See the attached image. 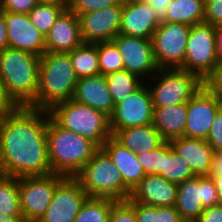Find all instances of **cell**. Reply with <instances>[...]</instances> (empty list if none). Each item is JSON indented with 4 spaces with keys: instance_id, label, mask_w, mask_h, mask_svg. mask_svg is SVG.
Segmentation results:
<instances>
[{
    "instance_id": "1",
    "label": "cell",
    "mask_w": 222,
    "mask_h": 222,
    "mask_svg": "<svg viewBox=\"0 0 222 222\" xmlns=\"http://www.w3.org/2000/svg\"><path fill=\"white\" fill-rule=\"evenodd\" d=\"M48 120V110L29 106L0 114V174L16 178L52 174Z\"/></svg>"
},
{
    "instance_id": "2",
    "label": "cell",
    "mask_w": 222,
    "mask_h": 222,
    "mask_svg": "<svg viewBox=\"0 0 222 222\" xmlns=\"http://www.w3.org/2000/svg\"><path fill=\"white\" fill-rule=\"evenodd\" d=\"M40 57L19 49L0 50V78L16 106H29L39 87Z\"/></svg>"
},
{
    "instance_id": "3",
    "label": "cell",
    "mask_w": 222,
    "mask_h": 222,
    "mask_svg": "<svg viewBox=\"0 0 222 222\" xmlns=\"http://www.w3.org/2000/svg\"><path fill=\"white\" fill-rule=\"evenodd\" d=\"M78 81L69 53L46 52L40 57L39 87L29 107L50 110L72 99Z\"/></svg>"
},
{
    "instance_id": "4",
    "label": "cell",
    "mask_w": 222,
    "mask_h": 222,
    "mask_svg": "<svg viewBox=\"0 0 222 222\" xmlns=\"http://www.w3.org/2000/svg\"><path fill=\"white\" fill-rule=\"evenodd\" d=\"M47 140L52 173L64 177H75L99 149L90 139L59 126L50 114Z\"/></svg>"
},
{
    "instance_id": "5",
    "label": "cell",
    "mask_w": 222,
    "mask_h": 222,
    "mask_svg": "<svg viewBox=\"0 0 222 222\" xmlns=\"http://www.w3.org/2000/svg\"><path fill=\"white\" fill-rule=\"evenodd\" d=\"M49 114L59 126L90 139L99 148L112 136L107 115L73 99L54 105Z\"/></svg>"
},
{
    "instance_id": "6",
    "label": "cell",
    "mask_w": 222,
    "mask_h": 222,
    "mask_svg": "<svg viewBox=\"0 0 222 222\" xmlns=\"http://www.w3.org/2000/svg\"><path fill=\"white\" fill-rule=\"evenodd\" d=\"M75 178L80 182L88 197L127 200L131 194L116 165L102 148L94 153Z\"/></svg>"
},
{
    "instance_id": "7",
    "label": "cell",
    "mask_w": 222,
    "mask_h": 222,
    "mask_svg": "<svg viewBox=\"0 0 222 222\" xmlns=\"http://www.w3.org/2000/svg\"><path fill=\"white\" fill-rule=\"evenodd\" d=\"M152 78L159 80L149 87L154 108L188 102L203 86L196 74L180 68L159 69Z\"/></svg>"
},
{
    "instance_id": "8",
    "label": "cell",
    "mask_w": 222,
    "mask_h": 222,
    "mask_svg": "<svg viewBox=\"0 0 222 222\" xmlns=\"http://www.w3.org/2000/svg\"><path fill=\"white\" fill-rule=\"evenodd\" d=\"M216 27L202 22L192 25L189 31L183 70L196 74L202 81L219 62L216 50Z\"/></svg>"
},
{
    "instance_id": "9",
    "label": "cell",
    "mask_w": 222,
    "mask_h": 222,
    "mask_svg": "<svg viewBox=\"0 0 222 222\" xmlns=\"http://www.w3.org/2000/svg\"><path fill=\"white\" fill-rule=\"evenodd\" d=\"M191 26L162 22L152 35V48L159 69H183Z\"/></svg>"
},
{
    "instance_id": "10",
    "label": "cell",
    "mask_w": 222,
    "mask_h": 222,
    "mask_svg": "<svg viewBox=\"0 0 222 222\" xmlns=\"http://www.w3.org/2000/svg\"><path fill=\"white\" fill-rule=\"evenodd\" d=\"M64 178L55 173L19 178L20 207L24 222H38L42 218L52 201L56 186Z\"/></svg>"
},
{
    "instance_id": "11",
    "label": "cell",
    "mask_w": 222,
    "mask_h": 222,
    "mask_svg": "<svg viewBox=\"0 0 222 222\" xmlns=\"http://www.w3.org/2000/svg\"><path fill=\"white\" fill-rule=\"evenodd\" d=\"M154 105L147 84L114 106L109 117L110 131L152 124Z\"/></svg>"
},
{
    "instance_id": "12",
    "label": "cell",
    "mask_w": 222,
    "mask_h": 222,
    "mask_svg": "<svg viewBox=\"0 0 222 222\" xmlns=\"http://www.w3.org/2000/svg\"><path fill=\"white\" fill-rule=\"evenodd\" d=\"M87 197L75 177H65L56 186L52 201L38 222H73Z\"/></svg>"
},
{
    "instance_id": "13",
    "label": "cell",
    "mask_w": 222,
    "mask_h": 222,
    "mask_svg": "<svg viewBox=\"0 0 222 222\" xmlns=\"http://www.w3.org/2000/svg\"><path fill=\"white\" fill-rule=\"evenodd\" d=\"M112 42L117 46L122 59L124 70L135 74L143 81L146 76H154L159 70L156 63L151 39H142L118 34Z\"/></svg>"
},
{
    "instance_id": "14",
    "label": "cell",
    "mask_w": 222,
    "mask_h": 222,
    "mask_svg": "<svg viewBox=\"0 0 222 222\" xmlns=\"http://www.w3.org/2000/svg\"><path fill=\"white\" fill-rule=\"evenodd\" d=\"M222 107V101L204 86L187 102V122L184 137H208L215 114Z\"/></svg>"
},
{
    "instance_id": "15",
    "label": "cell",
    "mask_w": 222,
    "mask_h": 222,
    "mask_svg": "<svg viewBox=\"0 0 222 222\" xmlns=\"http://www.w3.org/2000/svg\"><path fill=\"white\" fill-rule=\"evenodd\" d=\"M123 0L97 11H91L78 16L81 36L84 43L112 41L120 31Z\"/></svg>"
},
{
    "instance_id": "16",
    "label": "cell",
    "mask_w": 222,
    "mask_h": 222,
    "mask_svg": "<svg viewBox=\"0 0 222 222\" xmlns=\"http://www.w3.org/2000/svg\"><path fill=\"white\" fill-rule=\"evenodd\" d=\"M8 47L42 57L46 53L45 36L31 23L28 14L5 11Z\"/></svg>"
},
{
    "instance_id": "17",
    "label": "cell",
    "mask_w": 222,
    "mask_h": 222,
    "mask_svg": "<svg viewBox=\"0 0 222 222\" xmlns=\"http://www.w3.org/2000/svg\"><path fill=\"white\" fill-rule=\"evenodd\" d=\"M159 24L145 0H123L119 34L151 39Z\"/></svg>"
},
{
    "instance_id": "18",
    "label": "cell",
    "mask_w": 222,
    "mask_h": 222,
    "mask_svg": "<svg viewBox=\"0 0 222 222\" xmlns=\"http://www.w3.org/2000/svg\"><path fill=\"white\" fill-rule=\"evenodd\" d=\"M83 43L79 18L67 7L45 36L46 52L68 53Z\"/></svg>"
},
{
    "instance_id": "19",
    "label": "cell",
    "mask_w": 222,
    "mask_h": 222,
    "mask_svg": "<svg viewBox=\"0 0 222 222\" xmlns=\"http://www.w3.org/2000/svg\"><path fill=\"white\" fill-rule=\"evenodd\" d=\"M178 185L157 174H147L133 189L130 199L148 206H175Z\"/></svg>"
},
{
    "instance_id": "20",
    "label": "cell",
    "mask_w": 222,
    "mask_h": 222,
    "mask_svg": "<svg viewBox=\"0 0 222 222\" xmlns=\"http://www.w3.org/2000/svg\"><path fill=\"white\" fill-rule=\"evenodd\" d=\"M174 151L189 164L194 176H210L213 147L201 138L178 137L169 141Z\"/></svg>"
},
{
    "instance_id": "21",
    "label": "cell",
    "mask_w": 222,
    "mask_h": 222,
    "mask_svg": "<svg viewBox=\"0 0 222 222\" xmlns=\"http://www.w3.org/2000/svg\"><path fill=\"white\" fill-rule=\"evenodd\" d=\"M72 99L101 111L108 117L114 111L115 104L105 76L101 74L78 79Z\"/></svg>"
},
{
    "instance_id": "22",
    "label": "cell",
    "mask_w": 222,
    "mask_h": 222,
    "mask_svg": "<svg viewBox=\"0 0 222 222\" xmlns=\"http://www.w3.org/2000/svg\"><path fill=\"white\" fill-rule=\"evenodd\" d=\"M101 148L114 162L125 186L132 192L147 175L139 163L137 154L125 148L113 136L108 138Z\"/></svg>"
},
{
    "instance_id": "23",
    "label": "cell",
    "mask_w": 222,
    "mask_h": 222,
    "mask_svg": "<svg viewBox=\"0 0 222 222\" xmlns=\"http://www.w3.org/2000/svg\"><path fill=\"white\" fill-rule=\"evenodd\" d=\"M112 136L135 154L155 150L165 142L152 124L119 129Z\"/></svg>"
},
{
    "instance_id": "24",
    "label": "cell",
    "mask_w": 222,
    "mask_h": 222,
    "mask_svg": "<svg viewBox=\"0 0 222 222\" xmlns=\"http://www.w3.org/2000/svg\"><path fill=\"white\" fill-rule=\"evenodd\" d=\"M187 122V102L154 108L152 125L165 141L182 137Z\"/></svg>"
},
{
    "instance_id": "25",
    "label": "cell",
    "mask_w": 222,
    "mask_h": 222,
    "mask_svg": "<svg viewBox=\"0 0 222 222\" xmlns=\"http://www.w3.org/2000/svg\"><path fill=\"white\" fill-rule=\"evenodd\" d=\"M184 222H195L202 214L201 177L194 176L178 184L175 206Z\"/></svg>"
},
{
    "instance_id": "26",
    "label": "cell",
    "mask_w": 222,
    "mask_h": 222,
    "mask_svg": "<svg viewBox=\"0 0 222 222\" xmlns=\"http://www.w3.org/2000/svg\"><path fill=\"white\" fill-rule=\"evenodd\" d=\"M204 21V0H172L166 9L165 22L188 24Z\"/></svg>"
},
{
    "instance_id": "27",
    "label": "cell",
    "mask_w": 222,
    "mask_h": 222,
    "mask_svg": "<svg viewBox=\"0 0 222 222\" xmlns=\"http://www.w3.org/2000/svg\"><path fill=\"white\" fill-rule=\"evenodd\" d=\"M68 53L78 79L100 74L98 42L83 43Z\"/></svg>"
},
{
    "instance_id": "28",
    "label": "cell",
    "mask_w": 222,
    "mask_h": 222,
    "mask_svg": "<svg viewBox=\"0 0 222 222\" xmlns=\"http://www.w3.org/2000/svg\"><path fill=\"white\" fill-rule=\"evenodd\" d=\"M158 175L177 185L194 177L189 164L174 151L169 141L163 143V163Z\"/></svg>"
},
{
    "instance_id": "29",
    "label": "cell",
    "mask_w": 222,
    "mask_h": 222,
    "mask_svg": "<svg viewBox=\"0 0 222 222\" xmlns=\"http://www.w3.org/2000/svg\"><path fill=\"white\" fill-rule=\"evenodd\" d=\"M109 92L116 105L137 91L145 82L127 70L117 71L105 76Z\"/></svg>"
},
{
    "instance_id": "30",
    "label": "cell",
    "mask_w": 222,
    "mask_h": 222,
    "mask_svg": "<svg viewBox=\"0 0 222 222\" xmlns=\"http://www.w3.org/2000/svg\"><path fill=\"white\" fill-rule=\"evenodd\" d=\"M0 213L8 216H22L19 178L0 174Z\"/></svg>"
},
{
    "instance_id": "31",
    "label": "cell",
    "mask_w": 222,
    "mask_h": 222,
    "mask_svg": "<svg viewBox=\"0 0 222 222\" xmlns=\"http://www.w3.org/2000/svg\"><path fill=\"white\" fill-rule=\"evenodd\" d=\"M116 201L107 197H87L73 222H108Z\"/></svg>"
},
{
    "instance_id": "32",
    "label": "cell",
    "mask_w": 222,
    "mask_h": 222,
    "mask_svg": "<svg viewBox=\"0 0 222 222\" xmlns=\"http://www.w3.org/2000/svg\"><path fill=\"white\" fill-rule=\"evenodd\" d=\"M68 3L39 2L29 13L31 23L46 36Z\"/></svg>"
},
{
    "instance_id": "33",
    "label": "cell",
    "mask_w": 222,
    "mask_h": 222,
    "mask_svg": "<svg viewBox=\"0 0 222 222\" xmlns=\"http://www.w3.org/2000/svg\"><path fill=\"white\" fill-rule=\"evenodd\" d=\"M136 222H184L174 206L154 207L134 202Z\"/></svg>"
},
{
    "instance_id": "34",
    "label": "cell",
    "mask_w": 222,
    "mask_h": 222,
    "mask_svg": "<svg viewBox=\"0 0 222 222\" xmlns=\"http://www.w3.org/2000/svg\"><path fill=\"white\" fill-rule=\"evenodd\" d=\"M98 62L104 76L124 70L122 56L112 41L98 42Z\"/></svg>"
},
{
    "instance_id": "35",
    "label": "cell",
    "mask_w": 222,
    "mask_h": 222,
    "mask_svg": "<svg viewBox=\"0 0 222 222\" xmlns=\"http://www.w3.org/2000/svg\"><path fill=\"white\" fill-rule=\"evenodd\" d=\"M121 1L122 0H69L67 7L79 16L80 14L118 5Z\"/></svg>"
},
{
    "instance_id": "36",
    "label": "cell",
    "mask_w": 222,
    "mask_h": 222,
    "mask_svg": "<svg viewBox=\"0 0 222 222\" xmlns=\"http://www.w3.org/2000/svg\"><path fill=\"white\" fill-rule=\"evenodd\" d=\"M141 167L146 174H159L163 163V144L152 151L137 154Z\"/></svg>"
},
{
    "instance_id": "37",
    "label": "cell",
    "mask_w": 222,
    "mask_h": 222,
    "mask_svg": "<svg viewBox=\"0 0 222 222\" xmlns=\"http://www.w3.org/2000/svg\"><path fill=\"white\" fill-rule=\"evenodd\" d=\"M108 222H136L134 201L130 198L127 200H117L112 205Z\"/></svg>"
},
{
    "instance_id": "38",
    "label": "cell",
    "mask_w": 222,
    "mask_h": 222,
    "mask_svg": "<svg viewBox=\"0 0 222 222\" xmlns=\"http://www.w3.org/2000/svg\"><path fill=\"white\" fill-rule=\"evenodd\" d=\"M203 86L222 101V60H219L212 72L203 80Z\"/></svg>"
},
{
    "instance_id": "39",
    "label": "cell",
    "mask_w": 222,
    "mask_h": 222,
    "mask_svg": "<svg viewBox=\"0 0 222 222\" xmlns=\"http://www.w3.org/2000/svg\"><path fill=\"white\" fill-rule=\"evenodd\" d=\"M205 23L222 26V0H204Z\"/></svg>"
},
{
    "instance_id": "40",
    "label": "cell",
    "mask_w": 222,
    "mask_h": 222,
    "mask_svg": "<svg viewBox=\"0 0 222 222\" xmlns=\"http://www.w3.org/2000/svg\"><path fill=\"white\" fill-rule=\"evenodd\" d=\"M201 203L204 208L218 204L217 189L210 176L201 177Z\"/></svg>"
},
{
    "instance_id": "41",
    "label": "cell",
    "mask_w": 222,
    "mask_h": 222,
    "mask_svg": "<svg viewBox=\"0 0 222 222\" xmlns=\"http://www.w3.org/2000/svg\"><path fill=\"white\" fill-rule=\"evenodd\" d=\"M38 0H0V11L28 14Z\"/></svg>"
},
{
    "instance_id": "42",
    "label": "cell",
    "mask_w": 222,
    "mask_h": 222,
    "mask_svg": "<svg viewBox=\"0 0 222 222\" xmlns=\"http://www.w3.org/2000/svg\"><path fill=\"white\" fill-rule=\"evenodd\" d=\"M206 142L213 147L215 152L222 150V107L215 114Z\"/></svg>"
},
{
    "instance_id": "43",
    "label": "cell",
    "mask_w": 222,
    "mask_h": 222,
    "mask_svg": "<svg viewBox=\"0 0 222 222\" xmlns=\"http://www.w3.org/2000/svg\"><path fill=\"white\" fill-rule=\"evenodd\" d=\"M195 222H222V206L217 204L204 208Z\"/></svg>"
},
{
    "instance_id": "44",
    "label": "cell",
    "mask_w": 222,
    "mask_h": 222,
    "mask_svg": "<svg viewBox=\"0 0 222 222\" xmlns=\"http://www.w3.org/2000/svg\"><path fill=\"white\" fill-rule=\"evenodd\" d=\"M154 10L155 17L159 23L165 22L166 9L172 0H145Z\"/></svg>"
},
{
    "instance_id": "45",
    "label": "cell",
    "mask_w": 222,
    "mask_h": 222,
    "mask_svg": "<svg viewBox=\"0 0 222 222\" xmlns=\"http://www.w3.org/2000/svg\"><path fill=\"white\" fill-rule=\"evenodd\" d=\"M15 107L16 105L7 96L3 86V82L0 78V114L13 110Z\"/></svg>"
},
{
    "instance_id": "46",
    "label": "cell",
    "mask_w": 222,
    "mask_h": 222,
    "mask_svg": "<svg viewBox=\"0 0 222 222\" xmlns=\"http://www.w3.org/2000/svg\"><path fill=\"white\" fill-rule=\"evenodd\" d=\"M5 22V11H0V50L8 47V35Z\"/></svg>"
},
{
    "instance_id": "47",
    "label": "cell",
    "mask_w": 222,
    "mask_h": 222,
    "mask_svg": "<svg viewBox=\"0 0 222 222\" xmlns=\"http://www.w3.org/2000/svg\"><path fill=\"white\" fill-rule=\"evenodd\" d=\"M210 176H222V150L216 151L213 155Z\"/></svg>"
},
{
    "instance_id": "48",
    "label": "cell",
    "mask_w": 222,
    "mask_h": 222,
    "mask_svg": "<svg viewBox=\"0 0 222 222\" xmlns=\"http://www.w3.org/2000/svg\"><path fill=\"white\" fill-rule=\"evenodd\" d=\"M214 181L218 195V205L222 206V176H210Z\"/></svg>"
},
{
    "instance_id": "49",
    "label": "cell",
    "mask_w": 222,
    "mask_h": 222,
    "mask_svg": "<svg viewBox=\"0 0 222 222\" xmlns=\"http://www.w3.org/2000/svg\"><path fill=\"white\" fill-rule=\"evenodd\" d=\"M216 50L219 60H222V27H216Z\"/></svg>"
},
{
    "instance_id": "50",
    "label": "cell",
    "mask_w": 222,
    "mask_h": 222,
    "mask_svg": "<svg viewBox=\"0 0 222 222\" xmlns=\"http://www.w3.org/2000/svg\"><path fill=\"white\" fill-rule=\"evenodd\" d=\"M0 222H24L22 216H8L0 213Z\"/></svg>"
},
{
    "instance_id": "51",
    "label": "cell",
    "mask_w": 222,
    "mask_h": 222,
    "mask_svg": "<svg viewBox=\"0 0 222 222\" xmlns=\"http://www.w3.org/2000/svg\"><path fill=\"white\" fill-rule=\"evenodd\" d=\"M69 0H38V2L46 3H68Z\"/></svg>"
}]
</instances>
